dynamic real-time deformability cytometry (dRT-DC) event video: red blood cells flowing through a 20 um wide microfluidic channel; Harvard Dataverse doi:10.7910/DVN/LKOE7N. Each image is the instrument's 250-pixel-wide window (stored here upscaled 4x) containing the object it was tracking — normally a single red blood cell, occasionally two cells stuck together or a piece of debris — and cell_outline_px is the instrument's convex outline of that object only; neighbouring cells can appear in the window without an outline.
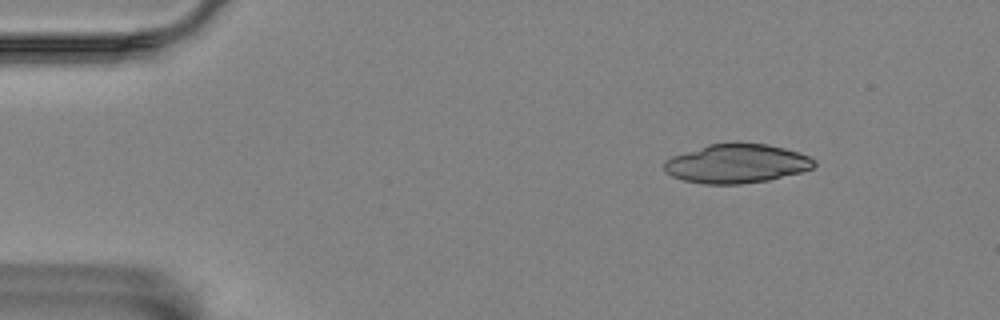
{"species": "Egyptian fruit bat (a non-hibernating species)", "species_latin": "Rousettus aegyptiacus", "temperature_condition": "room temperature", "stored_images_in_passage": 11, "camera_frame_rate_fps": 3000, "um_per_image_px": 0.085, "animal": {"sex": "female"}, "frame": {"image": 1, "passage_image": 1, "time_ms": 0.0, "image_size_px": [1000, 320], "cell_outline_px": [[816, 164], [812, 168], [800, 172], [768, 180], [740, 184], [704, 184], [684, 180], [672, 176], [664, 168], [664, 164], [672, 156], [708, 144], [736, 140], [740, 140], [768, 144], [800, 152], [816, 160]], "centroid_in_image_um": [62.64, 13.87], "position_along_channel_um": 22.4, "area_um2": 34.56}}